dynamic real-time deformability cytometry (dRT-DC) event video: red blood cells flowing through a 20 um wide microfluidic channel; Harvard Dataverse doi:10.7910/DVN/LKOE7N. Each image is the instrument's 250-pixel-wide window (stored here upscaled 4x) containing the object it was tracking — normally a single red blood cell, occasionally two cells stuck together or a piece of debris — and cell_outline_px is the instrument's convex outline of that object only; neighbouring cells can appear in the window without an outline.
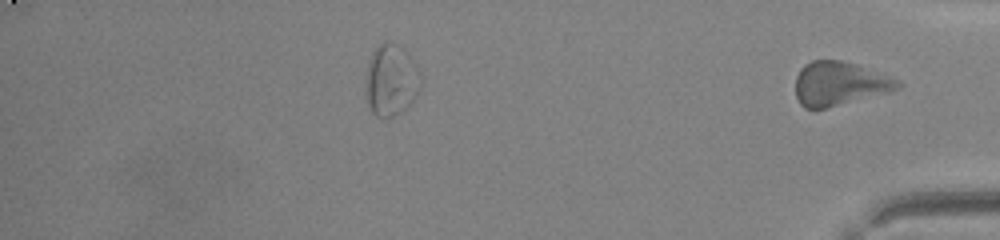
{"species": "common noctule bat (a hibernating species)", "species_latin": "Nyctalus noctula", "temperature_condition": "warm", "stored_images_in_passage": 40, "segment_of_instrument_passage": [2, 2], "camera_frame_rate_fps": 3000, "um_per_image_px": 0.085, "animal": {"sex": "male", "body_mass_g": 20.0, "forearm_length_mm": 53.3}, "frame": {"image": 1, "passage_image": 40, "time_ms": 13.0, "image_size_px": [1000, 240], "cell_outline_px": [[900, 84], [896, 88], [824, 108], [804, 108], [800, 104], [796, 96], [796, 76], [800, 68], [804, 64], [812, 60], [844, 60], [892, 76], [900, 80]], "centroid_in_image_um": [71.28, 7.06], "position_along_channel_um": 363.9, "area_um2": 25.49}}